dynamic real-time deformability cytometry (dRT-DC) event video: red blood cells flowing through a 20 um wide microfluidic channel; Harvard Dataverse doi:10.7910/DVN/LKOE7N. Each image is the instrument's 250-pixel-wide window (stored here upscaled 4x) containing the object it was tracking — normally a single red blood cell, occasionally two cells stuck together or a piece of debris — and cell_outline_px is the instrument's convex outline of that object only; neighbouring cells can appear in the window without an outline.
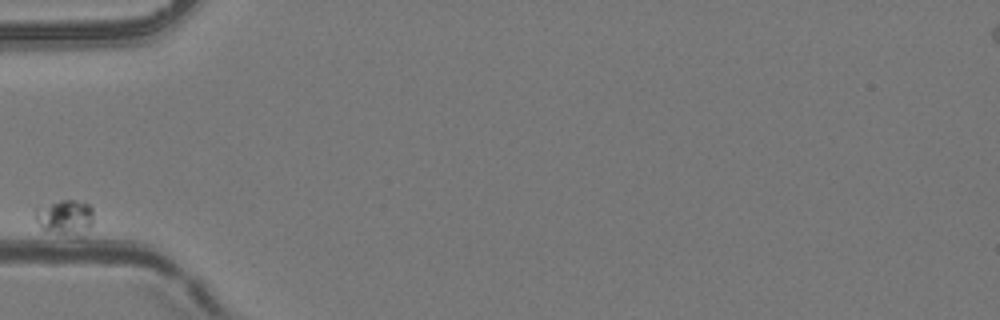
{"species": "common noctule bat (a hibernating species)", "species_latin": "Nyctalus noctula", "temperature_condition": "room temperature", "stored_images_in_passage": 4, "camera_frame_rate_fps": 3000, "um_per_image_px": 0.085, "animal": {"sex": "female", "body_mass_g": 24.6, "forearm_length_mm": 56.2}, "frame": {"image": 1, "passage_image": 1, "time_ms": 0.0, "image_size_px": [1000, 320], "cell_outline_px": [[92, 224], [84, 236], [80, 240], [44, 232], [40, 228], [36, 220], [32, 208], [36, 204], [64, 200], [72, 200], [88, 204], [92, 208]], "centroid_in_image_um": [5.46, 18.54], "position_along_channel_um": 79.5, "area_um2": 13.18}}
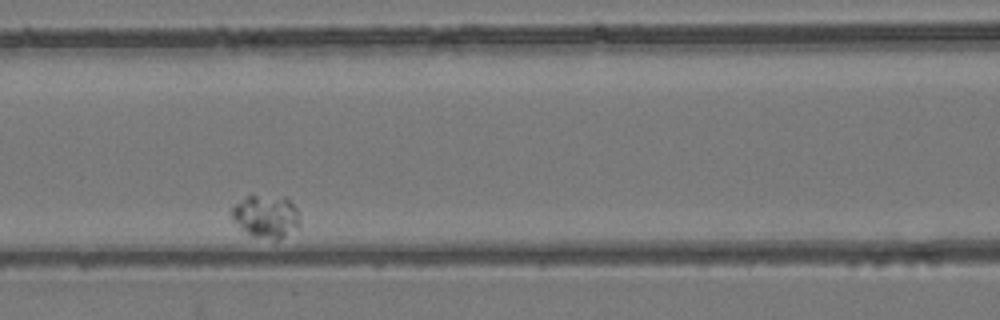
{"frame": {"image": 2, "passage_image": 3, "time_ms": 0.667, "image_size_px": [1000, 320], "cell_outline_px": [[300, 224], [284, 236], [276, 240], [272, 240], [252, 236], [240, 228], [232, 220], [232, 208], [236, 204], [248, 196], [284, 196], [296, 208]], "centroid_in_image_um": [22.6, 18.4], "position_along_channel_um": 144.0, "area_um2": 16.7}}